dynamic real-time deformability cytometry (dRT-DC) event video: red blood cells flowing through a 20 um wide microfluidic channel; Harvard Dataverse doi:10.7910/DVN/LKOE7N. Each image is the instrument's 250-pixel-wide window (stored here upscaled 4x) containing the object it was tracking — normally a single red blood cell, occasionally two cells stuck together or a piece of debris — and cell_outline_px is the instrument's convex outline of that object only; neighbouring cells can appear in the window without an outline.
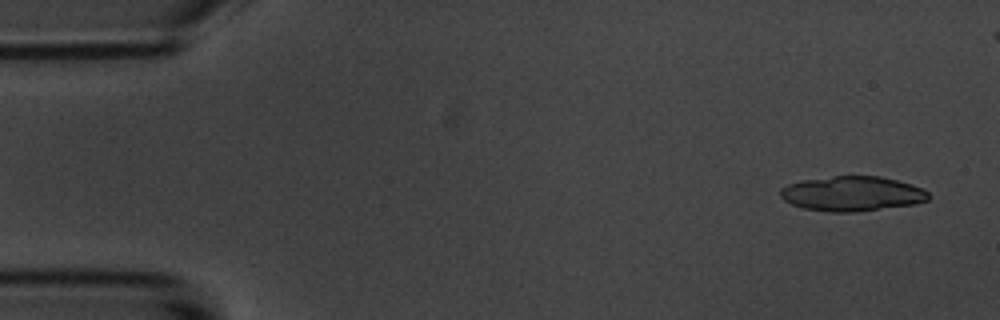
{"species": "common noctule bat (a hibernating species)", "species_latin": "Nyctalus noctula", "temperature_condition": "room temperature", "stored_images_in_passage": 5, "camera_frame_rate_fps": 3000, "um_per_image_px": 0.085, "animal": {"sex": "male", "body_mass_g": 20.1, "forearm_length_mm": 53.5}, "frame": {"image": 1, "passage_image": 1, "time_ms": 0.0, "image_size_px": [1000, 320], "cell_outline_px": [[928, 200], [916, 204], [856, 212], [828, 212], [804, 208], [792, 204], [784, 200], [780, 196], [780, 188], [788, 184], [804, 180], [832, 176], [880, 176], [912, 184], [928, 192]], "centroid_in_image_um": [72.42, 16.47], "position_along_channel_um": 12.6, "area_um2": 30.06}}